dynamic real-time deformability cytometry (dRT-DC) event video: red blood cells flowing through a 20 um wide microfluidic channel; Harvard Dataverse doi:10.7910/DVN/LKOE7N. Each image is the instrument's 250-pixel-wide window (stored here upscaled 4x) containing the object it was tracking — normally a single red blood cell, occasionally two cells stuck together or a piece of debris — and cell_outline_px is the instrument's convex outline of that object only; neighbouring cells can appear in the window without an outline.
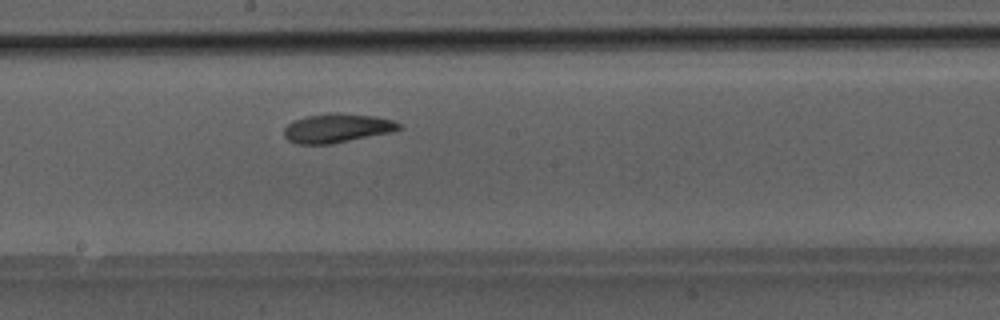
{"species": "Egyptian fruit bat (a non-hibernating species)", "species_latin": "Rousettus aegyptiacus", "temperature_condition": "room temperature", "stored_images_in_passage": 38, "camera_frame_rate_fps": 3000, "um_per_image_px": 0.085, "animal": {"sex": "male"}, "frame": {"image": 1, "passage_image": 17, "time_ms": 5.333, "image_size_px": [1000, 320], "cell_outline_px": [[404, 128], [392, 132], [332, 144], [296, 144], [288, 140], [284, 136], [284, 128], [288, 124], [304, 116], [328, 112], [336, 112], [372, 116], [392, 120], [400, 124]], "centroid_in_image_um": [28.64, 10.89], "position_along_channel_um": 219.6, "area_um2": 19.59}}
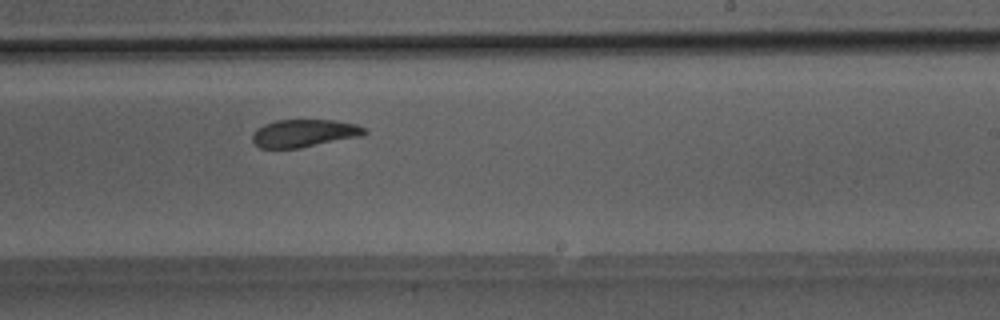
{"frame": {"image": 2, "passage_image": 20, "time_ms": 6.333, "image_size_px": [1000, 320], "cell_outline_px": [[368, 132], [364, 136], [300, 148], [260, 148], [252, 144], [252, 132], [256, 128], [264, 124], [276, 120], [332, 120], [356, 124], [364, 128]], "centroid_in_image_um": [25.83, 11.33], "position_along_channel_um": 263.2, "area_um2": 18.38}}
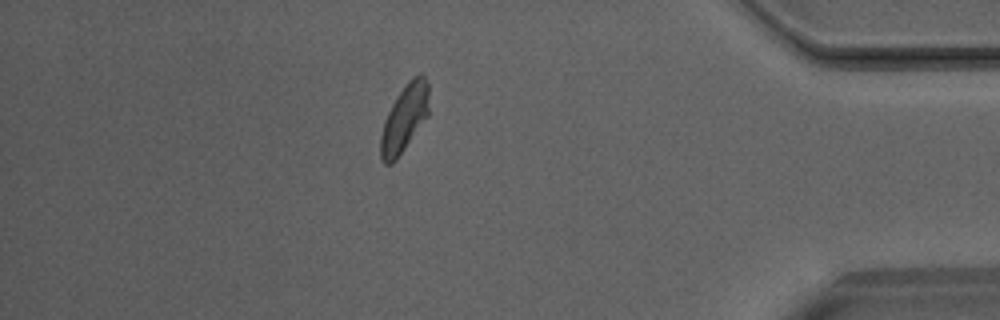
{"frame": {"image": 3, "passage_image": 32, "time_ms": 10.333, "image_size_px": [1000, 320], "cell_outline_px": [[428, 116], [396, 160], [392, 164], [384, 164], [380, 160], [380, 136], [384, 120], [392, 104], [408, 80], [412, 76], [420, 72], [424, 76], [428, 84]], "centroid_in_image_um": [34.36, 10.07], "position_along_channel_um": 400.8, "area_um2": 18.96}}